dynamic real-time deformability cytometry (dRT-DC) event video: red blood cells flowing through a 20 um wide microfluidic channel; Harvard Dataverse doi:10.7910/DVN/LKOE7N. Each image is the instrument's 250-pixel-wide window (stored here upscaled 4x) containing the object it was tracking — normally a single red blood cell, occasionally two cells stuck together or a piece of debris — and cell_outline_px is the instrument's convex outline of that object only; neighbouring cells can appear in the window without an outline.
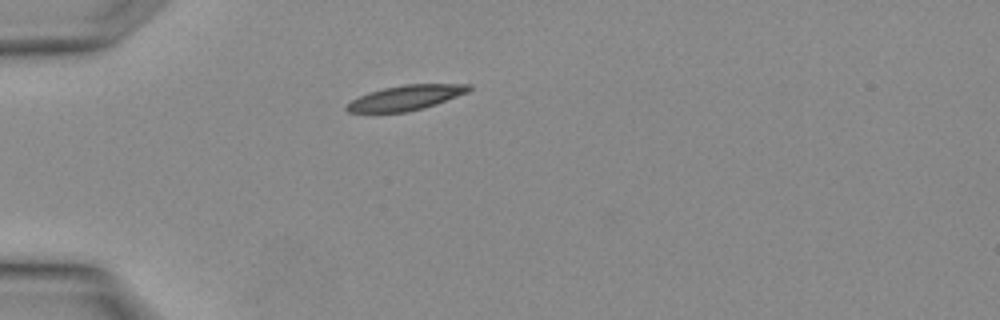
{"species": "Egyptian fruit bat (a non-hibernating species)", "species_latin": "Rousettus aegyptiacus", "temperature_condition": "warm", "stored_images_in_passage": 2, "segment_of_instrument_passage": [1, 2], "camera_frame_rate_fps": 3000, "um_per_image_px": 0.085, "animal": {"sex": "female"}, "frame": {"image": 1, "passage_image": 1, "time_ms": 0.0, "image_size_px": [1000, 320], "cell_outline_px": [[472, 88], [468, 92], [436, 104], [424, 108], [404, 112], [348, 112], [344, 108], [352, 100], [360, 96], [384, 88], [404, 84], [472, 84]], "centroid_in_image_um": [34.53, 8.3], "position_along_channel_um": 50.5, "area_um2": 17.51}}